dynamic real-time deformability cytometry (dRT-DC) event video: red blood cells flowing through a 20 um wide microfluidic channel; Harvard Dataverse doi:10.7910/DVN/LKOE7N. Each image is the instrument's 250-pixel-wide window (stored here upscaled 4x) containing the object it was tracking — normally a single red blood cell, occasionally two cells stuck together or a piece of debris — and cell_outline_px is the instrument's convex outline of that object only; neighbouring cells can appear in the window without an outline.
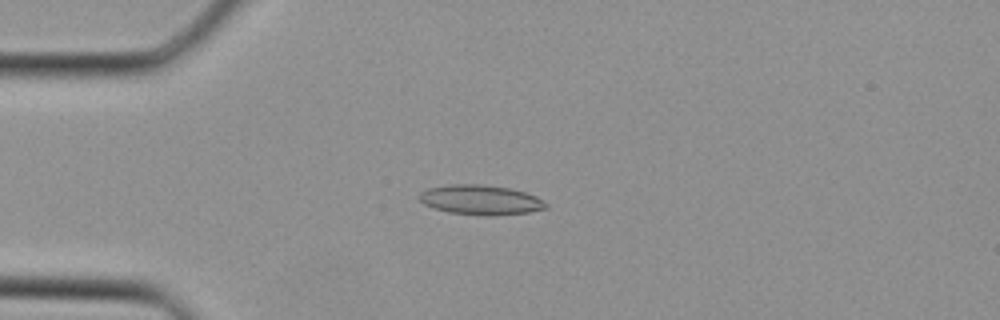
{"species": "Egyptian fruit bat (a non-hibernating species)", "species_latin": "Rousettus aegyptiacus", "temperature_condition": "cold", "stored_images_in_passage": 35, "camera_frame_rate_fps": 3000, "um_per_image_px": 0.085, "animal": {"sex": "female"}, "frame": {"image": 1, "passage_image": 8, "time_ms": 2.333, "image_size_px": [1000, 320], "cell_outline_px": [[548, 208], [528, 212], [496, 216], [484, 216], [448, 212], [424, 204], [420, 200], [420, 192], [428, 188], [448, 184], [484, 184], [508, 188], [524, 192], [536, 196], [548, 204]], "centroid_in_image_um": [40.87, 16.99], "position_along_channel_um": 44.1, "area_um2": 22.02}}
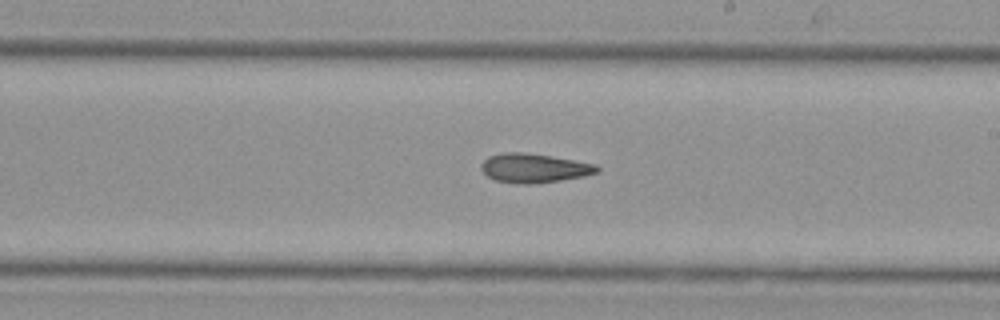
{"frame": {"image": 2, "passage_image": 20, "time_ms": 6.333, "image_size_px": [1000, 320], "cell_outline_px": [[600, 172], [584, 176], [560, 180], [528, 184], [516, 184], [496, 180], [488, 176], [480, 168], [480, 164], [488, 156], [504, 152], [524, 152], [552, 156], [596, 164], [600, 168]], "centroid_in_image_um": [45.4, 14.28], "position_along_channel_um": 243.6, "area_um2": 19.71}}
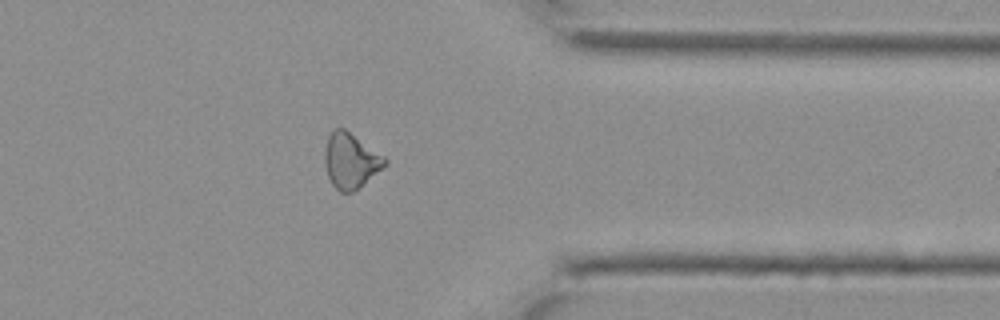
{"frame": {"image": 3, "passage_image": 28, "time_ms": 9.0, "image_size_px": [1000, 320], "cell_outline_px": [[388, 164], [352, 192], [340, 192], [332, 184], [328, 176], [324, 164], [324, 152], [328, 136], [336, 128], [344, 128], [384, 156], [388, 160]], "centroid_in_image_um": [29.79, 13.66], "position_along_channel_um": 381.6, "area_um2": 19.13}}